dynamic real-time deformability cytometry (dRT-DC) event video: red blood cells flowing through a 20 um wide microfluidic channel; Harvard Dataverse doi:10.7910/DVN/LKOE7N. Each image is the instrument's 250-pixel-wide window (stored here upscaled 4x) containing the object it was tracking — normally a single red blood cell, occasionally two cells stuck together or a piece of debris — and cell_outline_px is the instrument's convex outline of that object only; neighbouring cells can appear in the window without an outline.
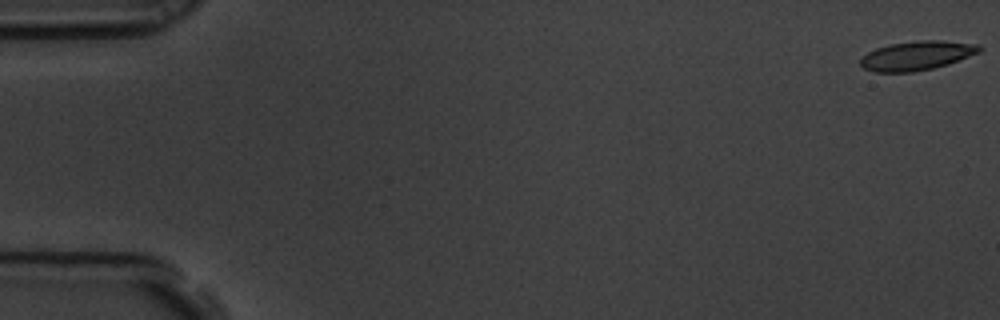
{"species": "common noctule bat (a hibernating species)", "species_latin": "Nyctalus noctula", "temperature_condition": "room temperature", "stored_images_in_passage": 5, "camera_frame_rate_fps": 3000, "um_per_image_px": 0.085, "animal": {"sex": "male", "body_mass_g": 19.5, "forearm_length_mm": 54.6}, "frame": {"image": 1, "passage_image": 1, "time_ms": 0.0, "image_size_px": [1000, 320], "cell_outline_px": [[984, 48], [980, 52], [948, 64], [932, 68], [912, 72], [876, 72], [864, 68], [860, 64], [860, 60], [868, 52], [876, 48], [888, 44], [916, 40], [940, 40], [980, 44]], "centroid_in_image_um": [77.96, 4.71], "position_along_channel_um": 7.0, "area_um2": 20.29}}
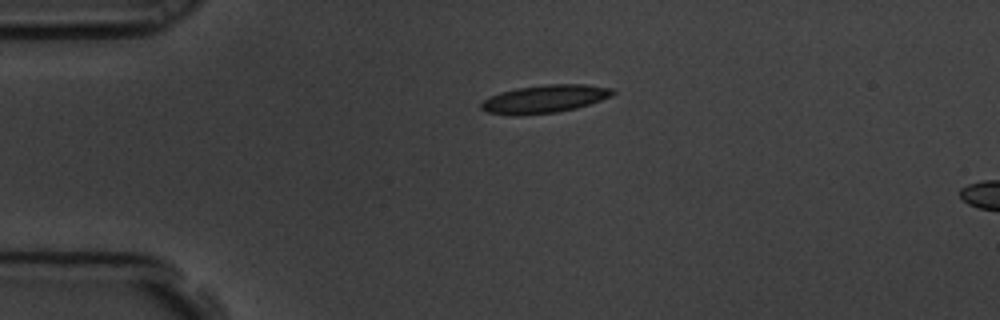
{"frame": {"image": 2, "passage_image": 4, "time_ms": 1.0, "image_size_px": [1000, 320], "cell_outline_px": [[616, 92], [612, 96], [576, 108], [556, 112], [512, 116], [488, 112], [480, 108], [480, 104], [484, 100], [500, 92], [516, 88], [548, 84], [588, 84], [612, 88]], "centroid_in_image_um": [46.3, 8.4], "position_along_channel_um": 38.7, "area_um2": 21.39}}